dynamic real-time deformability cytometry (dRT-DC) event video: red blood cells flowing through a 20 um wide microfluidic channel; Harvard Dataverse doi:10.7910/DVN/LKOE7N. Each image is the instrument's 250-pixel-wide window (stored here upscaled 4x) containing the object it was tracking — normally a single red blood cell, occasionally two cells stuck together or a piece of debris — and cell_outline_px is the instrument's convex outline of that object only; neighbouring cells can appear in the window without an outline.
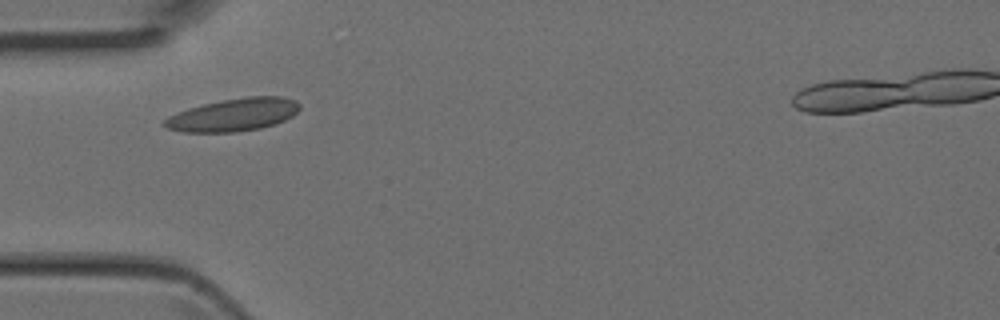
{"species": "Egyptian fruit bat (a non-hibernating species)", "species_latin": "Rousettus aegyptiacus", "temperature_condition": "room temperature", "stored_images_in_passage": 4, "camera_frame_rate_fps": 3000, "um_per_image_px": 0.085, "animal": {"sex": "female"}, "frame": {"image": 1, "passage_image": 2, "time_ms": 0.333, "image_size_px": [1000, 320], "cell_outline_px": [[300, 108], [292, 116], [276, 124], [260, 128], [236, 132], [184, 132], [168, 128], [160, 124], [168, 116], [188, 108], [204, 104], [224, 100], [248, 96], [284, 96], [296, 100], [300, 104]], "centroid_in_image_um": [19.86, 9.75], "position_along_channel_um": 65.1, "area_um2": 25.84}}
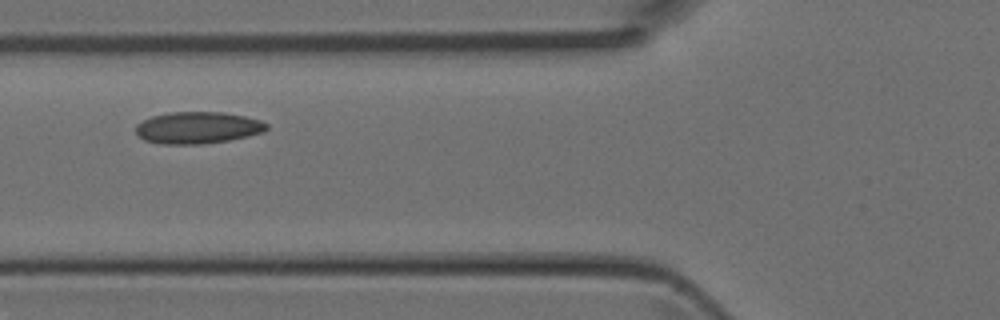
{"frame": {"image": 2, "passage_image": 3, "time_ms": 0.667, "image_size_px": [1000, 320], "cell_outline_px": [[268, 128], [264, 132], [248, 136], [228, 140], [204, 144], [160, 144], [144, 140], [136, 132], [136, 124], [152, 116], [168, 112], [224, 112], [244, 116], [260, 120], [268, 124]], "centroid_in_image_um": [16.81, 10.85], "position_along_channel_um": 109.0, "area_um2": 24.33}}
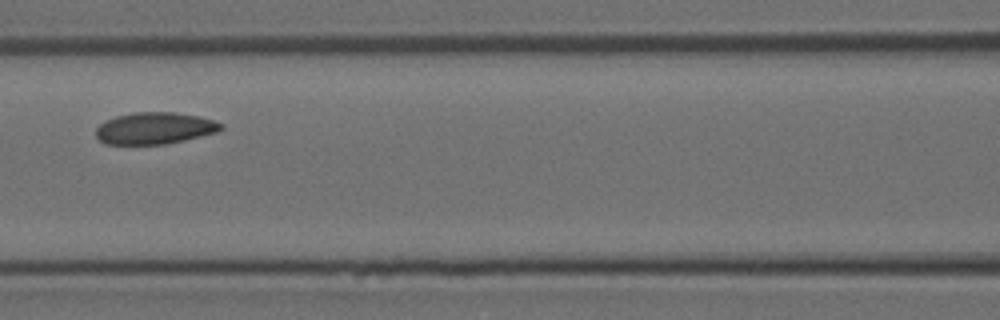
{"frame": {"image": 3, "passage_image": 4, "time_ms": 1.0, "image_size_px": [1000, 320], "cell_outline_px": [[224, 128], [216, 132], [184, 140], [164, 144], [104, 144], [96, 136], [96, 128], [100, 124], [116, 116], [132, 112], [176, 112], [200, 116], [224, 124]], "centroid_in_image_um": [13.15, 10.89], "position_along_channel_um": 153.4, "area_um2": 23.12}}